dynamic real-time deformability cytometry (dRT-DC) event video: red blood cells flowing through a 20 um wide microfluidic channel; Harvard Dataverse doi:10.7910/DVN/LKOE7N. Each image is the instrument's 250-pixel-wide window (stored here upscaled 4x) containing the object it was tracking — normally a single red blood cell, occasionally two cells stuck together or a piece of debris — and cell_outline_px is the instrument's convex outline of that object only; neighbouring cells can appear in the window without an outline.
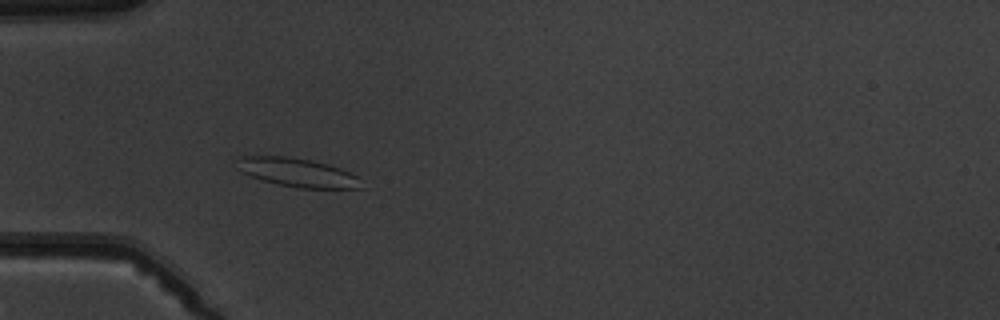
{"species": "common noctule bat (a hibernating species)", "species_latin": "Nyctalus noctula", "temperature_condition": "warm", "stored_images_in_passage": 8, "camera_frame_rate_fps": 3000, "um_per_image_px": 0.085, "animal": {"sex": "male", "body_mass_g": 19.5, "forearm_length_mm": 54.6}, "frame": {"image": 1, "passage_image": 3, "time_ms": 2.0, "image_size_px": [1000, 320], "cell_outline_px": [[360, 188], [300, 188], [280, 184], [264, 180], [252, 176], [236, 168], [240, 156], [284, 156], [312, 160], [328, 164], [340, 168], [356, 176]], "centroid_in_image_um": [25.25, 14.64], "position_along_channel_um": 59.8, "area_um2": 20.23}}
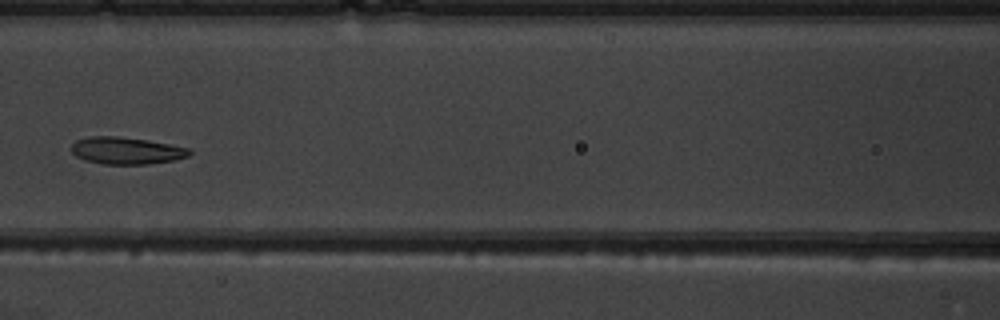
{"frame": {"image": 2, "passage_image": 5, "time_ms": 4.667, "image_size_px": [1000, 320], "cell_outline_px": [[192, 152], [188, 156], [176, 160], [148, 164], [104, 164], [84, 160], [76, 156], [72, 152], [72, 144], [76, 140], [92, 136], [116, 136], [144, 140], [168, 144], [188, 148]], "centroid_in_image_um": [10.73, 12.81], "position_along_channel_um": 155.9, "area_um2": 18.44}}
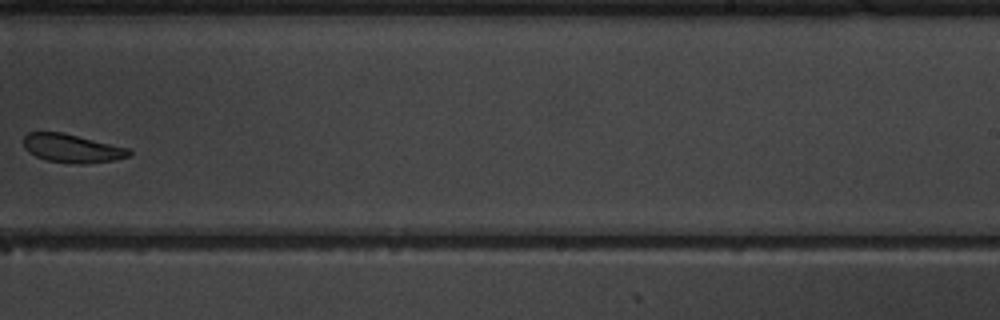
{"frame": {"image": 3, "passage_image": 8, "time_ms": 8.0, "image_size_px": [1000, 320], "cell_outline_px": [[132, 152], [128, 156], [112, 160], [84, 164], [76, 164], [48, 160], [36, 156], [28, 152], [24, 148], [24, 136], [28, 132], [64, 132], [128, 148]], "centroid_in_image_um": [6.09, 12.6], "position_along_channel_um": 282.9, "area_um2": 17.4}}